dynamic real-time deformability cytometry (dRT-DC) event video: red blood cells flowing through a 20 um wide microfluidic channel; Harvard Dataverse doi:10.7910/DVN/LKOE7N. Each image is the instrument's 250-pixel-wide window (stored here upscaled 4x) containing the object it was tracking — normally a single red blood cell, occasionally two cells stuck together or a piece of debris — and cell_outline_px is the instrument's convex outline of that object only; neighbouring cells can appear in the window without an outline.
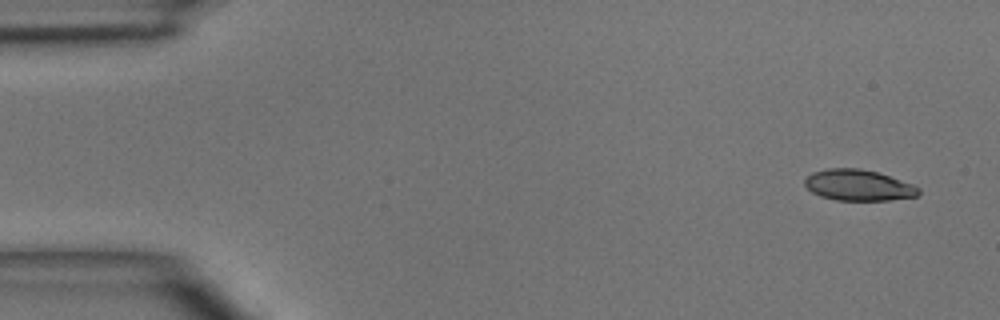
{"species": "common noctule bat (a hibernating species)", "species_latin": "Nyctalus noctula", "temperature_condition": "room temperature", "stored_images_in_passage": 4, "camera_frame_rate_fps": 3000, "um_per_image_px": 0.085, "animal": {"sex": "male", "body_mass_g": 15.6}, "frame": {"image": 1, "passage_image": 1, "time_ms": 0.0, "image_size_px": [1000, 320], "cell_outline_px": [[920, 192], [916, 196], [892, 200], [836, 200], [820, 196], [812, 192], [804, 184], [804, 180], [812, 172], [828, 168], [860, 168], [876, 172], [912, 184], [920, 188]], "centroid_in_image_um": [72.94, 15.74], "position_along_channel_um": 12.1, "area_um2": 20.46}}
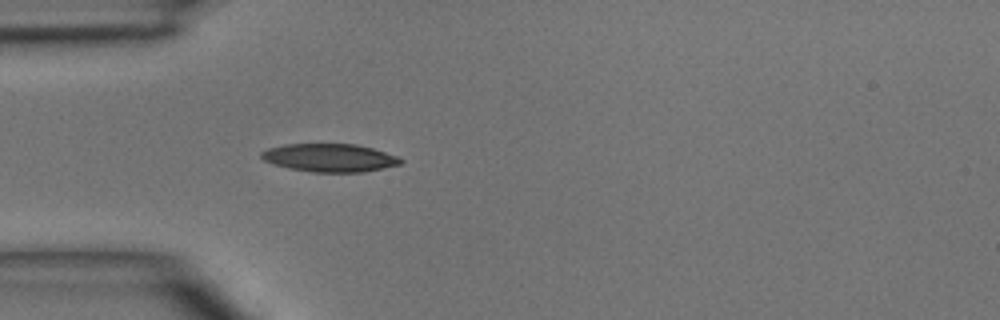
{"frame": {"image": 2, "passage_image": 4, "time_ms": 3.667, "image_size_px": [1000, 320], "cell_outline_px": [[404, 160], [400, 164], [384, 168], [364, 172], [312, 172], [288, 168], [272, 164], [264, 160], [260, 156], [260, 152], [268, 148], [284, 144], [356, 144], [372, 148], [396, 156]], "centroid_in_image_um": [27.99, 13.41], "position_along_channel_um": 57.0, "area_um2": 22.83}}